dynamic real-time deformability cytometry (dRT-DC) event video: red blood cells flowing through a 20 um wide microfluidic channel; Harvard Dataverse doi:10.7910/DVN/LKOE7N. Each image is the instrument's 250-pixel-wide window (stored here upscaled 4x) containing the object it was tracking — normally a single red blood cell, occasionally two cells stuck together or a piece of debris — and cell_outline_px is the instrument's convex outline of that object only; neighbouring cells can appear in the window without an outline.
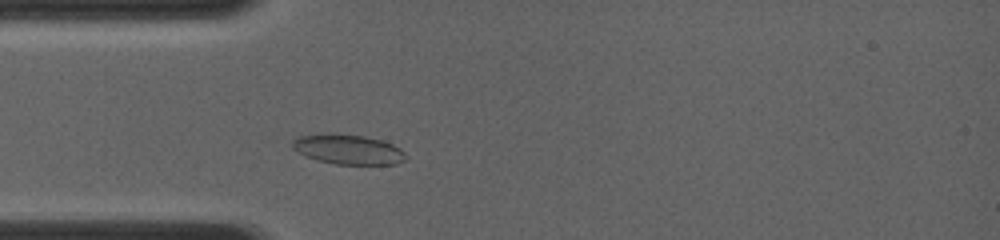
{"species": "common noctule bat (a hibernating species)", "species_latin": "Nyctalus noctula", "temperature_condition": "room temperature", "stored_images_in_passage": 2, "camera_frame_rate_fps": 4000, "um_per_image_px": 0.085, "animal": {"sex": "female", "body_mass_g": 19.0, "forearm_length_mm": 56.7}, "frame": {"image": 1, "passage_image": 2, "time_ms": 1.25, "image_size_px": [1000, 240], "cell_outline_px": [[408, 156], [404, 160], [396, 164], [336, 164], [316, 160], [292, 148], [292, 140], [300, 136], [320, 132], [336, 132], [364, 136], [380, 140], [392, 144], [400, 148]], "centroid_in_image_um": [29.57, 12.67], "position_along_channel_um": 55.4, "area_um2": 19.94}}